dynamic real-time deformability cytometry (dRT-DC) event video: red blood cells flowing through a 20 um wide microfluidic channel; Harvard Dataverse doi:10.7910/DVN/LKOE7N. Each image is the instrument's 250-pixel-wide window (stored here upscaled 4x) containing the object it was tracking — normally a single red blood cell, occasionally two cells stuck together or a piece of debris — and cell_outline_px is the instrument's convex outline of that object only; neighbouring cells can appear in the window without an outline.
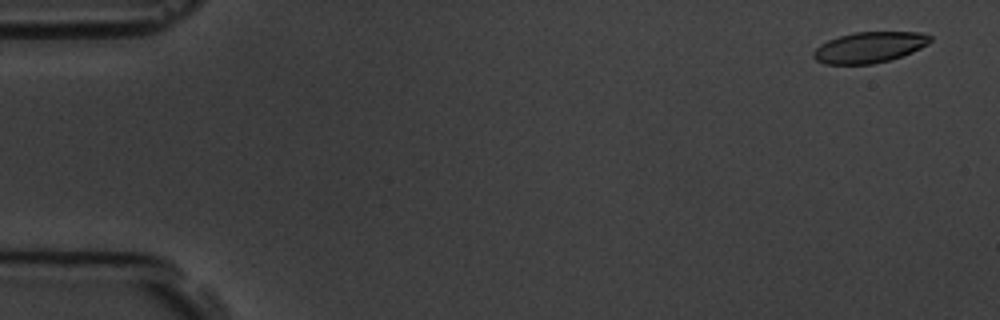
{"species": "common noctule bat (a hibernating species)", "species_latin": "Nyctalus noctula", "temperature_condition": "room temperature", "stored_images_in_passage": 5, "camera_frame_rate_fps": 3000, "um_per_image_px": 0.085, "animal": {"sex": "male", "body_mass_g": 19.5, "forearm_length_mm": 54.6}, "frame": {"image": 1, "passage_image": 1, "time_ms": 0.0, "image_size_px": [1000, 320], "cell_outline_px": [[932, 40], [928, 44], [912, 52], [888, 60], [872, 64], [824, 64], [816, 60], [812, 56], [812, 52], [820, 44], [828, 40], [840, 36], [856, 32], [920, 32], [932, 36]], "centroid_in_image_um": [73.88, 4.02], "position_along_channel_um": 11.1, "area_um2": 20.92}}
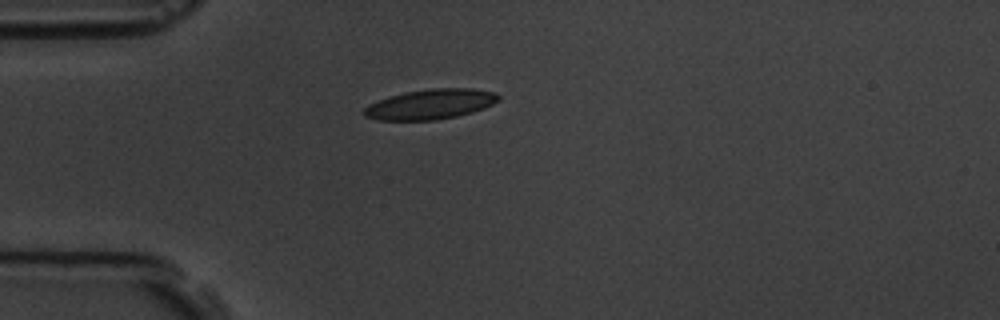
{"frame": {"image": 2, "passage_image": 5, "time_ms": 4.333, "image_size_px": [1000, 320], "cell_outline_px": [[500, 100], [484, 108], [472, 112], [456, 116], [436, 120], [380, 120], [364, 116], [364, 108], [368, 104], [388, 96], [404, 92], [428, 88], [472, 88], [496, 92], [500, 96]], "centroid_in_image_um": [36.6, 8.84], "position_along_channel_um": 48.4, "area_um2": 23.7}}